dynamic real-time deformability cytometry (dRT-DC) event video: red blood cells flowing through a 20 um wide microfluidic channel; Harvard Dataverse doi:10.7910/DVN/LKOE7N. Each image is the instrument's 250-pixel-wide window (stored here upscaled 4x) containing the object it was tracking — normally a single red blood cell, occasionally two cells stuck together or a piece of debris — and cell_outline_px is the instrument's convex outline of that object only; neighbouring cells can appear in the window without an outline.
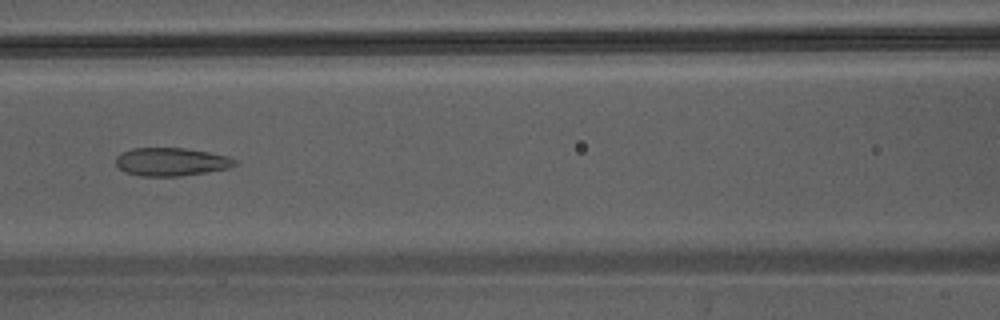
{"species": "Egyptian fruit bat (a non-hibernating species)", "species_latin": "Rousettus aegyptiacus", "temperature_condition": "warm", "stored_images_in_passage": 3, "camera_frame_rate_fps": 3000, "um_per_image_px": 0.085, "animal": {"sex": "male"}, "frame": {"image": 1, "passage_image": 3, "time_ms": 0.667, "image_size_px": [1000, 320], "cell_outline_px": [[236, 164], [228, 168], [180, 176], [140, 176], [124, 172], [116, 164], [116, 156], [120, 152], [132, 148], [184, 148], [208, 152], [228, 156], [236, 160]], "centroid_in_image_um": [14.5, 13.75], "position_along_channel_um": 152.1, "area_um2": 19.48}}